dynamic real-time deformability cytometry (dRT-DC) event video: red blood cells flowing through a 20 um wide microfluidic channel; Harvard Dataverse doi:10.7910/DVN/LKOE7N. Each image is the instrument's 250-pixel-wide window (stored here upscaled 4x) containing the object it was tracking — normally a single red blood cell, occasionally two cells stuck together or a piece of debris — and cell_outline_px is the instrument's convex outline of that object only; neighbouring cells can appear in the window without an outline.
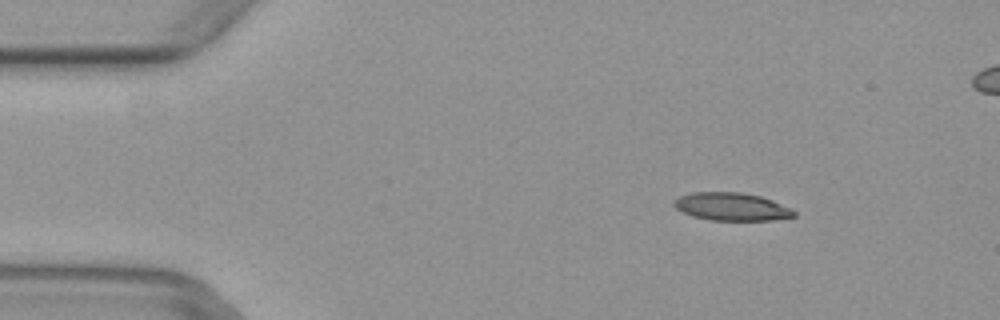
{"species": "common noctule bat (a hibernating species)", "species_latin": "Nyctalus noctula", "temperature_condition": "warm", "stored_images_in_passage": 5, "camera_frame_rate_fps": 3000, "um_per_image_px": 0.085, "animal": {"sex": "female", "body_mass_g": 29.2, "forearm_length_mm": 56.3}, "frame": {"image": 1, "passage_image": 2, "time_ms": 0.333, "image_size_px": [1000, 320], "cell_outline_px": [[796, 216], [772, 220], [712, 220], [692, 216], [676, 208], [672, 204], [680, 196], [692, 192], [740, 192], [760, 196], [772, 200], [792, 208], [796, 212]], "centroid_in_image_um": [62.22, 17.56], "position_along_channel_um": 22.8, "area_um2": 19.42}}